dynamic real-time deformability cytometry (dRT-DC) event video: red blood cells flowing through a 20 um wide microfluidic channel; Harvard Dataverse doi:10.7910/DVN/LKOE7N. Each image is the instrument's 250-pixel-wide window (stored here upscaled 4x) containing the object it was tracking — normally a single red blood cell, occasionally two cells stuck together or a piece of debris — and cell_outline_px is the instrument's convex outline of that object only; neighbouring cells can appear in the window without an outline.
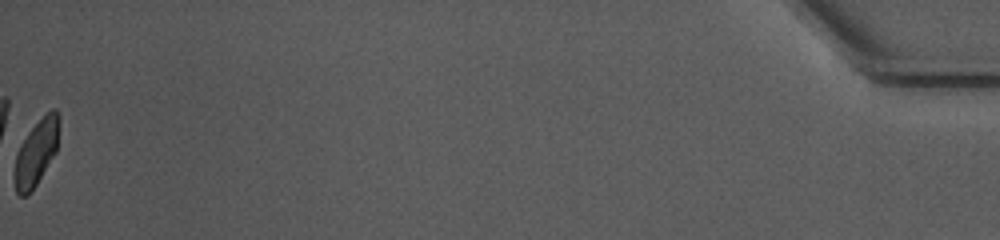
{"species": "common noctule bat (a hibernating species)", "species_latin": "Nyctalus noctula", "temperature_condition": "warm", "stored_images_in_passage": 41, "camera_frame_rate_fps": 3000, "um_per_image_px": 0.085, "animal": {"sex": "female", "body_mass_g": 10.0, "forearm_length_mm": 53.1}, "frame": {"image": 1, "passage_image": 41, "time_ms": 13.333, "image_size_px": [1000, 240], "cell_outline_px": [[60, 116], [56, 152], [36, 184], [24, 196], [20, 196], [16, 192], [12, 172], [16, 144], [52, 108], [56, 108]], "centroid_in_image_um": [3.02, 12.95], "position_along_channel_um": 432.2, "area_um2": 17.46}, "authors_computed_cell_mechanics": {"area_um2": 18.7272, "velocity_mm_per_s": 3.8971, "shape_relaxation_time_tau1_ms": 3.4004, "shape_relaxation_time_tau2_ms": 1.9544, "deformation_change_tau1": 0.0994, "deformation_change_tau2": 0.0651}}